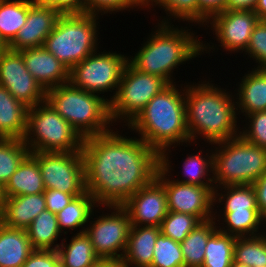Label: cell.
Wrapping results in <instances>:
<instances>
[{
    "label": "cell",
    "mask_w": 266,
    "mask_h": 267,
    "mask_svg": "<svg viewBox=\"0 0 266 267\" xmlns=\"http://www.w3.org/2000/svg\"><path fill=\"white\" fill-rule=\"evenodd\" d=\"M110 130L83 140L86 191L97 204L122 205L150 184L160 168V154L140 138Z\"/></svg>",
    "instance_id": "cell-1"
},
{
    "label": "cell",
    "mask_w": 266,
    "mask_h": 267,
    "mask_svg": "<svg viewBox=\"0 0 266 267\" xmlns=\"http://www.w3.org/2000/svg\"><path fill=\"white\" fill-rule=\"evenodd\" d=\"M184 87L190 143L203 137L204 141L207 140V143L212 145L240 135V127H237V108L232 93L214 86L209 81L194 86L188 83Z\"/></svg>",
    "instance_id": "cell-2"
},
{
    "label": "cell",
    "mask_w": 266,
    "mask_h": 267,
    "mask_svg": "<svg viewBox=\"0 0 266 267\" xmlns=\"http://www.w3.org/2000/svg\"><path fill=\"white\" fill-rule=\"evenodd\" d=\"M161 21L155 32L149 35V39L147 38L134 58L130 57L128 62L140 72L162 77L169 84H173L171 74L177 66L203 54L204 51H211L214 46L203 44L193 31L188 32L190 29L181 27L179 30L178 27H173L168 18Z\"/></svg>",
    "instance_id": "cell-3"
},
{
    "label": "cell",
    "mask_w": 266,
    "mask_h": 267,
    "mask_svg": "<svg viewBox=\"0 0 266 267\" xmlns=\"http://www.w3.org/2000/svg\"><path fill=\"white\" fill-rule=\"evenodd\" d=\"M176 87L174 82L155 95L128 125L132 132H137L140 139L159 154L173 144H190L185 88L179 90Z\"/></svg>",
    "instance_id": "cell-4"
},
{
    "label": "cell",
    "mask_w": 266,
    "mask_h": 267,
    "mask_svg": "<svg viewBox=\"0 0 266 267\" xmlns=\"http://www.w3.org/2000/svg\"><path fill=\"white\" fill-rule=\"evenodd\" d=\"M46 101L85 139L109 132V99L74 87L70 82L46 91Z\"/></svg>",
    "instance_id": "cell-5"
},
{
    "label": "cell",
    "mask_w": 266,
    "mask_h": 267,
    "mask_svg": "<svg viewBox=\"0 0 266 267\" xmlns=\"http://www.w3.org/2000/svg\"><path fill=\"white\" fill-rule=\"evenodd\" d=\"M214 186L252 185L266 173V149L253 145L241 135L213 144Z\"/></svg>",
    "instance_id": "cell-6"
},
{
    "label": "cell",
    "mask_w": 266,
    "mask_h": 267,
    "mask_svg": "<svg viewBox=\"0 0 266 267\" xmlns=\"http://www.w3.org/2000/svg\"><path fill=\"white\" fill-rule=\"evenodd\" d=\"M98 17L88 13L61 15L43 46L70 71L97 51Z\"/></svg>",
    "instance_id": "cell-7"
},
{
    "label": "cell",
    "mask_w": 266,
    "mask_h": 267,
    "mask_svg": "<svg viewBox=\"0 0 266 267\" xmlns=\"http://www.w3.org/2000/svg\"><path fill=\"white\" fill-rule=\"evenodd\" d=\"M83 140L46 100L28 108L23 141L30 153L82 151Z\"/></svg>",
    "instance_id": "cell-8"
},
{
    "label": "cell",
    "mask_w": 266,
    "mask_h": 267,
    "mask_svg": "<svg viewBox=\"0 0 266 267\" xmlns=\"http://www.w3.org/2000/svg\"><path fill=\"white\" fill-rule=\"evenodd\" d=\"M169 85L164 78L140 72L128 62L117 92L109 102L112 123L122 119L124 126H128L153 97Z\"/></svg>",
    "instance_id": "cell-9"
},
{
    "label": "cell",
    "mask_w": 266,
    "mask_h": 267,
    "mask_svg": "<svg viewBox=\"0 0 266 267\" xmlns=\"http://www.w3.org/2000/svg\"><path fill=\"white\" fill-rule=\"evenodd\" d=\"M170 152L171 150L167 148L160 154V168L156 174V179L164 186L166 192L168 211L194 215L201 221L214 218L215 186L180 183L174 178L170 180L171 175H168L172 170L168 156Z\"/></svg>",
    "instance_id": "cell-10"
},
{
    "label": "cell",
    "mask_w": 266,
    "mask_h": 267,
    "mask_svg": "<svg viewBox=\"0 0 266 267\" xmlns=\"http://www.w3.org/2000/svg\"><path fill=\"white\" fill-rule=\"evenodd\" d=\"M128 57L116 52H94L69 71V82L76 88L100 95L112 92L114 98ZM116 88V89H115Z\"/></svg>",
    "instance_id": "cell-11"
},
{
    "label": "cell",
    "mask_w": 266,
    "mask_h": 267,
    "mask_svg": "<svg viewBox=\"0 0 266 267\" xmlns=\"http://www.w3.org/2000/svg\"><path fill=\"white\" fill-rule=\"evenodd\" d=\"M40 167L45 189H56L78 197L86 192L82 151L32 152Z\"/></svg>",
    "instance_id": "cell-12"
},
{
    "label": "cell",
    "mask_w": 266,
    "mask_h": 267,
    "mask_svg": "<svg viewBox=\"0 0 266 267\" xmlns=\"http://www.w3.org/2000/svg\"><path fill=\"white\" fill-rule=\"evenodd\" d=\"M112 213L101 214L85 233L90 237L95 254L100 260L121 261L131 229L130 217L122 205H106ZM92 224V225H91ZM122 251V252H120Z\"/></svg>",
    "instance_id": "cell-13"
},
{
    "label": "cell",
    "mask_w": 266,
    "mask_h": 267,
    "mask_svg": "<svg viewBox=\"0 0 266 267\" xmlns=\"http://www.w3.org/2000/svg\"><path fill=\"white\" fill-rule=\"evenodd\" d=\"M0 85L27 107L46 100V91L26 69L19 51L7 48L0 53Z\"/></svg>",
    "instance_id": "cell-14"
},
{
    "label": "cell",
    "mask_w": 266,
    "mask_h": 267,
    "mask_svg": "<svg viewBox=\"0 0 266 267\" xmlns=\"http://www.w3.org/2000/svg\"><path fill=\"white\" fill-rule=\"evenodd\" d=\"M208 22L224 50L241 53L246 50L259 18L253 10H224Z\"/></svg>",
    "instance_id": "cell-15"
},
{
    "label": "cell",
    "mask_w": 266,
    "mask_h": 267,
    "mask_svg": "<svg viewBox=\"0 0 266 267\" xmlns=\"http://www.w3.org/2000/svg\"><path fill=\"white\" fill-rule=\"evenodd\" d=\"M122 206L129 214L132 226H157L168 213L164 186L155 178L136 191Z\"/></svg>",
    "instance_id": "cell-16"
},
{
    "label": "cell",
    "mask_w": 266,
    "mask_h": 267,
    "mask_svg": "<svg viewBox=\"0 0 266 267\" xmlns=\"http://www.w3.org/2000/svg\"><path fill=\"white\" fill-rule=\"evenodd\" d=\"M60 16L61 14L52 7L40 3L38 0H28L26 23L18 31L8 48L20 51L25 48L42 47Z\"/></svg>",
    "instance_id": "cell-17"
},
{
    "label": "cell",
    "mask_w": 266,
    "mask_h": 267,
    "mask_svg": "<svg viewBox=\"0 0 266 267\" xmlns=\"http://www.w3.org/2000/svg\"><path fill=\"white\" fill-rule=\"evenodd\" d=\"M19 52L26 69L45 91L69 82V70L44 46Z\"/></svg>",
    "instance_id": "cell-18"
},
{
    "label": "cell",
    "mask_w": 266,
    "mask_h": 267,
    "mask_svg": "<svg viewBox=\"0 0 266 267\" xmlns=\"http://www.w3.org/2000/svg\"><path fill=\"white\" fill-rule=\"evenodd\" d=\"M45 209L44 193L0 198V222L9 228L26 230Z\"/></svg>",
    "instance_id": "cell-19"
},
{
    "label": "cell",
    "mask_w": 266,
    "mask_h": 267,
    "mask_svg": "<svg viewBox=\"0 0 266 267\" xmlns=\"http://www.w3.org/2000/svg\"><path fill=\"white\" fill-rule=\"evenodd\" d=\"M160 227L131 226L121 262L125 267H150Z\"/></svg>",
    "instance_id": "cell-20"
},
{
    "label": "cell",
    "mask_w": 266,
    "mask_h": 267,
    "mask_svg": "<svg viewBox=\"0 0 266 267\" xmlns=\"http://www.w3.org/2000/svg\"><path fill=\"white\" fill-rule=\"evenodd\" d=\"M44 181L38 161L29 154L0 190V198L44 193Z\"/></svg>",
    "instance_id": "cell-21"
},
{
    "label": "cell",
    "mask_w": 266,
    "mask_h": 267,
    "mask_svg": "<svg viewBox=\"0 0 266 267\" xmlns=\"http://www.w3.org/2000/svg\"><path fill=\"white\" fill-rule=\"evenodd\" d=\"M241 80L235 102L238 114L240 110L244 116L256 111H266V69L254 67Z\"/></svg>",
    "instance_id": "cell-22"
},
{
    "label": "cell",
    "mask_w": 266,
    "mask_h": 267,
    "mask_svg": "<svg viewBox=\"0 0 266 267\" xmlns=\"http://www.w3.org/2000/svg\"><path fill=\"white\" fill-rule=\"evenodd\" d=\"M28 108L0 85V138H24L27 128Z\"/></svg>",
    "instance_id": "cell-23"
},
{
    "label": "cell",
    "mask_w": 266,
    "mask_h": 267,
    "mask_svg": "<svg viewBox=\"0 0 266 267\" xmlns=\"http://www.w3.org/2000/svg\"><path fill=\"white\" fill-rule=\"evenodd\" d=\"M33 250L26 230L0 222V267H23Z\"/></svg>",
    "instance_id": "cell-24"
},
{
    "label": "cell",
    "mask_w": 266,
    "mask_h": 267,
    "mask_svg": "<svg viewBox=\"0 0 266 267\" xmlns=\"http://www.w3.org/2000/svg\"><path fill=\"white\" fill-rule=\"evenodd\" d=\"M72 237L69 244L66 238L62 239V243L57 251L60 259V267H94L101 260L95 254L90 237L85 233H76Z\"/></svg>",
    "instance_id": "cell-25"
},
{
    "label": "cell",
    "mask_w": 266,
    "mask_h": 267,
    "mask_svg": "<svg viewBox=\"0 0 266 267\" xmlns=\"http://www.w3.org/2000/svg\"><path fill=\"white\" fill-rule=\"evenodd\" d=\"M212 219L202 221L180 243L184 257V267H201L204 262L208 239L218 230L216 213Z\"/></svg>",
    "instance_id": "cell-26"
},
{
    "label": "cell",
    "mask_w": 266,
    "mask_h": 267,
    "mask_svg": "<svg viewBox=\"0 0 266 267\" xmlns=\"http://www.w3.org/2000/svg\"><path fill=\"white\" fill-rule=\"evenodd\" d=\"M95 207H99V205L95 201V198L87 191L75 197L67 206L56 214L60 231L66 234L67 231H64L66 228L70 231V229L74 230L76 228L78 229V227L79 229L82 227L78 233L85 232V225H88V222H91L89 220L93 219L91 216L94 215L93 209Z\"/></svg>",
    "instance_id": "cell-27"
},
{
    "label": "cell",
    "mask_w": 266,
    "mask_h": 267,
    "mask_svg": "<svg viewBox=\"0 0 266 267\" xmlns=\"http://www.w3.org/2000/svg\"><path fill=\"white\" fill-rule=\"evenodd\" d=\"M31 246L34 250H57L60 244H55L62 235L57 215L45 209L26 229Z\"/></svg>",
    "instance_id": "cell-28"
},
{
    "label": "cell",
    "mask_w": 266,
    "mask_h": 267,
    "mask_svg": "<svg viewBox=\"0 0 266 267\" xmlns=\"http://www.w3.org/2000/svg\"><path fill=\"white\" fill-rule=\"evenodd\" d=\"M221 215L226 223L225 227L217 226L220 232L235 237H252L261 235L259 229L261 223L266 221L260 216L259 209H247V211H223ZM220 227V228H219Z\"/></svg>",
    "instance_id": "cell-29"
},
{
    "label": "cell",
    "mask_w": 266,
    "mask_h": 267,
    "mask_svg": "<svg viewBox=\"0 0 266 267\" xmlns=\"http://www.w3.org/2000/svg\"><path fill=\"white\" fill-rule=\"evenodd\" d=\"M28 0H0V38L8 46L26 23Z\"/></svg>",
    "instance_id": "cell-30"
},
{
    "label": "cell",
    "mask_w": 266,
    "mask_h": 267,
    "mask_svg": "<svg viewBox=\"0 0 266 267\" xmlns=\"http://www.w3.org/2000/svg\"><path fill=\"white\" fill-rule=\"evenodd\" d=\"M225 190L224 194L218 192ZM219 193V194H218ZM225 202L223 211H247L259 209L256 194L252 185H224L214 189V204Z\"/></svg>",
    "instance_id": "cell-31"
},
{
    "label": "cell",
    "mask_w": 266,
    "mask_h": 267,
    "mask_svg": "<svg viewBox=\"0 0 266 267\" xmlns=\"http://www.w3.org/2000/svg\"><path fill=\"white\" fill-rule=\"evenodd\" d=\"M237 237L234 243V262L246 267H266V234Z\"/></svg>",
    "instance_id": "cell-32"
},
{
    "label": "cell",
    "mask_w": 266,
    "mask_h": 267,
    "mask_svg": "<svg viewBox=\"0 0 266 267\" xmlns=\"http://www.w3.org/2000/svg\"><path fill=\"white\" fill-rule=\"evenodd\" d=\"M235 236L217 230L205 248L204 262L201 267H230L234 261Z\"/></svg>",
    "instance_id": "cell-33"
},
{
    "label": "cell",
    "mask_w": 266,
    "mask_h": 267,
    "mask_svg": "<svg viewBox=\"0 0 266 267\" xmlns=\"http://www.w3.org/2000/svg\"><path fill=\"white\" fill-rule=\"evenodd\" d=\"M29 154L23 139L0 138V190Z\"/></svg>",
    "instance_id": "cell-34"
},
{
    "label": "cell",
    "mask_w": 266,
    "mask_h": 267,
    "mask_svg": "<svg viewBox=\"0 0 266 267\" xmlns=\"http://www.w3.org/2000/svg\"><path fill=\"white\" fill-rule=\"evenodd\" d=\"M202 151L203 150L199 151L198 154L195 155L194 153L189 156L187 155L182 167L184 170V177L188 179L181 181L175 179V181L199 186H214L213 176H211L213 175V151L210 153V156L208 153L206 156L202 155ZM208 173L212 174L209 175ZM208 176L209 178H207Z\"/></svg>",
    "instance_id": "cell-35"
},
{
    "label": "cell",
    "mask_w": 266,
    "mask_h": 267,
    "mask_svg": "<svg viewBox=\"0 0 266 267\" xmlns=\"http://www.w3.org/2000/svg\"><path fill=\"white\" fill-rule=\"evenodd\" d=\"M201 222L202 221L194 215L168 211L161 222L160 232L166 237L181 243Z\"/></svg>",
    "instance_id": "cell-36"
},
{
    "label": "cell",
    "mask_w": 266,
    "mask_h": 267,
    "mask_svg": "<svg viewBox=\"0 0 266 267\" xmlns=\"http://www.w3.org/2000/svg\"><path fill=\"white\" fill-rule=\"evenodd\" d=\"M150 267H184L180 243L160 233L155 243Z\"/></svg>",
    "instance_id": "cell-37"
},
{
    "label": "cell",
    "mask_w": 266,
    "mask_h": 267,
    "mask_svg": "<svg viewBox=\"0 0 266 267\" xmlns=\"http://www.w3.org/2000/svg\"><path fill=\"white\" fill-rule=\"evenodd\" d=\"M151 5H158L163 8L167 16H170L169 20L174 17L175 20L199 24L198 0H152Z\"/></svg>",
    "instance_id": "cell-38"
},
{
    "label": "cell",
    "mask_w": 266,
    "mask_h": 267,
    "mask_svg": "<svg viewBox=\"0 0 266 267\" xmlns=\"http://www.w3.org/2000/svg\"><path fill=\"white\" fill-rule=\"evenodd\" d=\"M245 118L249 119L246 123L249 127L242 128L240 135L253 145L266 149V111H256Z\"/></svg>",
    "instance_id": "cell-39"
},
{
    "label": "cell",
    "mask_w": 266,
    "mask_h": 267,
    "mask_svg": "<svg viewBox=\"0 0 266 267\" xmlns=\"http://www.w3.org/2000/svg\"><path fill=\"white\" fill-rule=\"evenodd\" d=\"M259 65L257 69H266V20H259L250 37L249 44L244 51Z\"/></svg>",
    "instance_id": "cell-40"
},
{
    "label": "cell",
    "mask_w": 266,
    "mask_h": 267,
    "mask_svg": "<svg viewBox=\"0 0 266 267\" xmlns=\"http://www.w3.org/2000/svg\"><path fill=\"white\" fill-rule=\"evenodd\" d=\"M136 8L130 0H85V13L101 15L112 14L128 8ZM115 11V12H114ZM103 13V14H102Z\"/></svg>",
    "instance_id": "cell-41"
},
{
    "label": "cell",
    "mask_w": 266,
    "mask_h": 267,
    "mask_svg": "<svg viewBox=\"0 0 266 267\" xmlns=\"http://www.w3.org/2000/svg\"><path fill=\"white\" fill-rule=\"evenodd\" d=\"M23 267H60L57 250H33Z\"/></svg>",
    "instance_id": "cell-42"
},
{
    "label": "cell",
    "mask_w": 266,
    "mask_h": 267,
    "mask_svg": "<svg viewBox=\"0 0 266 267\" xmlns=\"http://www.w3.org/2000/svg\"><path fill=\"white\" fill-rule=\"evenodd\" d=\"M40 3L52 7L61 15L85 14V0H38Z\"/></svg>",
    "instance_id": "cell-43"
},
{
    "label": "cell",
    "mask_w": 266,
    "mask_h": 267,
    "mask_svg": "<svg viewBox=\"0 0 266 267\" xmlns=\"http://www.w3.org/2000/svg\"><path fill=\"white\" fill-rule=\"evenodd\" d=\"M46 209L54 214L59 213L75 196L56 189H45Z\"/></svg>",
    "instance_id": "cell-44"
},
{
    "label": "cell",
    "mask_w": 266,
    "mask_h": 267,
    "mask_svg": "<svg viewBox=\"0 0 266 267\" xmlns=\"http://www.w3.org/2000/svg\"><path fill=\"white\" fill-rule=\"evenodd\" d=\"M198 3L199 24L204 26L214 15L226 9L227 0H198Z\"/></svg>",
    "instance_id": "cell-45"
},
{
    "label": "cell",
    "mask_w": 266,
    "mask_h": 267,
    "mask_svg": "<svg viewBox=\"0 0 266 267\" xmlns=\"http://www.w3.org/2000/svg\"><path fill=\"white\" fill-rule=\"evenodd\" d=\"M252 186L256 194L260 216L266 221V173L258 178Z\"/></svg>",
    "instance_id": "cell-46"
},
{
    "label": "cell",
    "mask_w": 266,
    "mask_h": 267,
    "mask_svg": "<svg viewBox=\"0 0 266 267\" xmlns=\"http://www.w3.org/2000/svg\"><path fill=\"white\" fill-rule=\"evenodd\" d=\"M257 0H227L225 10H254Z\"/></svg>",
    "instance_id": "cell-47"
},
{
    "label": "cell",
    "mask_w": 266,
    "mask_h": 267,
    "mask_svg": "<svg viewBox=\"0 0 266 267\" xmlns=\"http://www.w3.org/2000/svg\"><path fill=\"white\" fill-rule=\"evenodd\" d=\"M253 11L257 14L259 20H266V0H257Z\"/></svg>",
    "instance_id": "cell-48"
},
{
    "label": "cell",
    "mask_w": 266,
    "mask_h": 267,
    "mask_svg": "<svg viewBox=\"0 0 266 267\" xmlns=\"http://www.w3.org/2000/svg\"><path fill=\"white\" fill-rule=\"evenodd\" d=\"M94 267H125L121 261H105L101 260Z\"/></svg>",
    "instance_id": "cell-49"
},
{
    "label": "cell",
    "mask_w": 266,
    "mask_h": 267,
    "mask_svg": "<svg viewBox=\"0 0 266 267\" xmlns=\"http://www.w3.org/2000/svg\"><path fill=\"white\" fill-rule=\"evenodd\" d=\"M136 7H138V9L141 7V8H143V7H147V8H149L150 9V5H151V2H152V0H130ZM140 6V7H139Z\"/></svg>",
    "instance_id": "cell-50"
},
{
    "label": "cell",
    "mask_w": 266,
    "mask_h": 267,
    "mask_svg": "<svg viewBox=\"0 0 266 267\" xmlns=\"http://www.w3.org/2000/svg\"><path fill=\"white\" fill-rule=\"evenodd\" d=\"M8 46L2 41V39L0 38V53L2 51H4L5 49H7Z\"/></svg>",
    "instance_id": "cell-51"
},
{
    "label": "cell",
    "mask_w": 266,
    "mask_h": 267,
    "mask_svg": "<svg viewBox=\"0 0 266 267\" xmlns=\"http://www.w3.org/2000/svg\"><path fill=\"white\" fill-rule=\"evenodd\" d=\"M230 267H246V266H244L242 264H239V263H236V262L233 261V263H232V265Z\"/></svg>",
    "instance_id": "cell-52"
}]
</instances>
